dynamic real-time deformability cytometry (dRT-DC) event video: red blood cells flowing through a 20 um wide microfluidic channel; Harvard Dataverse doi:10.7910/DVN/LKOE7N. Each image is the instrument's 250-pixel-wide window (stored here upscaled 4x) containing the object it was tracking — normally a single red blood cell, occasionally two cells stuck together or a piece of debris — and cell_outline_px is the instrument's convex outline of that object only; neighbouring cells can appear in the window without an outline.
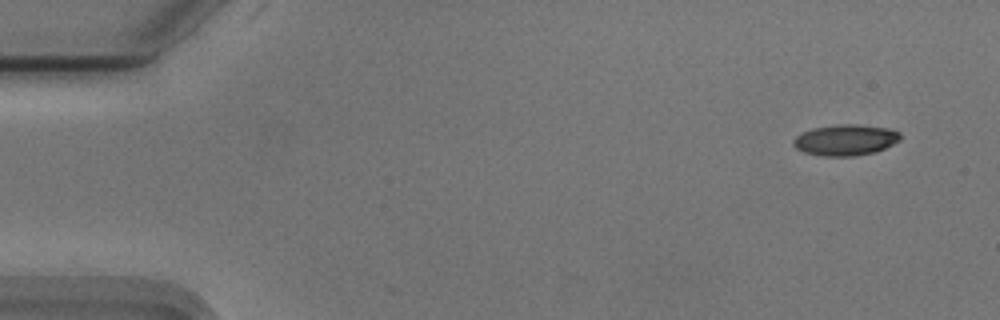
{"species": "Egyptian fruit bat (a non-hibernating species)", "species_latin": "Rousettus aegyptiacus", "temperature_condition": "cold", "stored_images_in_passage": 8, "camera_frame_rate_fps": 3000, "um_per_image_px": 0.085, "animal": {"sex": "male"}, "frame": {"image": 1, "passage_image": 1, "time_ms": 0.0, "image_size_px": [1000, 320], "cell_outline_px": [[900, 140], [876, 152], [856, 156], [820, 156], [804, 152], [796, 148], [792, 144], [792, 140], [796, 136], [812, 128], [836, 124], [856, 124], [892, 128], [900, 132]], "centroid_in_image_um": [71.87, 11.89], "position_along_channel_um": 13.1, "area_um2": 19.54}}